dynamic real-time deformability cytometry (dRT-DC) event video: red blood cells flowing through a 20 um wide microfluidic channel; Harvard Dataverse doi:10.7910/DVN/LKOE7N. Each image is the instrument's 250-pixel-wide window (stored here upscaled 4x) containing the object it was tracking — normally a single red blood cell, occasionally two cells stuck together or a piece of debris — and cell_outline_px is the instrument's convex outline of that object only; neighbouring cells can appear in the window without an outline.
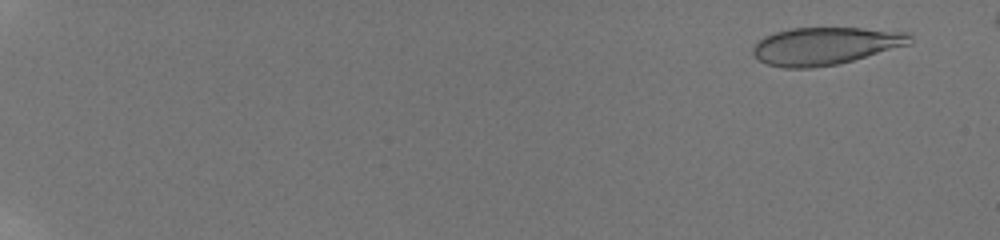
{"species": "human", "species_latin": "Homo sapiens", "temperature_condition": "room temperature", "stored_images_in_passage": 51, "camera_frame_rate_fps": 3000, "um_per_image_px": 0.085, "donor": {"sex": "male"}, "frame": {"image": 1, "passage_image": 3, "time_ms": 1.0, "image_size_px": [1000, 240], "cell_outline_px": [[912, 44], [852, 60], [836, 64], [812, 68], [784, 68], [768, 64], [760, 60], [752, 52], [752, 48], [764, 36], [776, 32], [792, 28], [860, 28], [908, 32], [912, 36]], "centroid_in_image_um": [70.18, 3.9], "position_along_channel_um": 14.8, "area_um2": 34.16}}
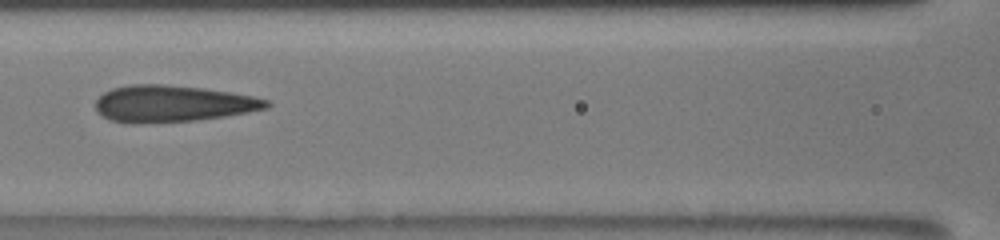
{"frame": {"image": 2, "passage_image": 28, "time_ms": 10.0, "image_size_px": [1000, 240], "cell_outline_px": [[272, 104], [268, 108], [248, 112], [224, 116], [196, 120], [136, 124], [128, 124], [108, 120], [100, 116], [96, 112], [96, 100], [104, 92], [112, 88], [132, 84], [164, 84], [204, 88], [252, 96], [268, 100]], "centroid_in_image_um": [14.62, 8.82], "position_along_channel_um": 152.0, "area_um2": 36.76}}
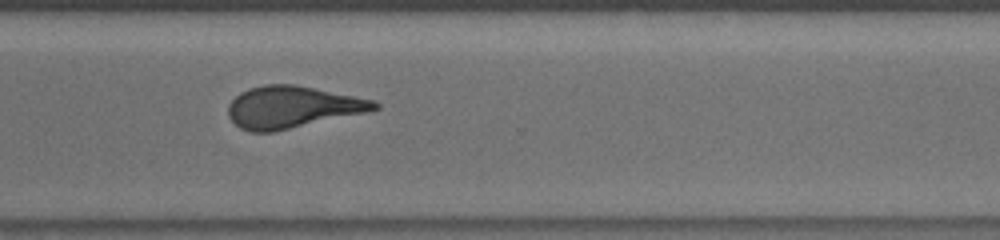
{"frame": {"image": 3, "passage_image": 44, "time_ms": 15.0, "image_size_px": [1000, 240], "cell_outline_px": [[380, 108], [368, 112], [272, 132], [248, 132], [240, 128], [228, 116], [228, 104], [240, 92], [248, 88], [264, 84], [292, 84], [372, 100], [380, 104]], "centroid_in_image_um": [24.8, 9.11], "position_along_channel_um": 345.8, "area_um2": 35.43}, "authors_computed_cell_mechanics": {"area_um2": 35.4314, "velocity_mm_per_s": 3.8879, "shape_relaxation_time_tau1_ms": 9.8684, "shape_relaxation_time_tau2_ms": 0.8356, "deformation_change_tau1": 0.2239, "deformation_change_tau2": 0.0609}}